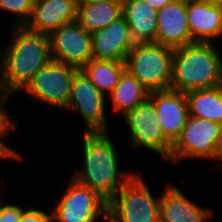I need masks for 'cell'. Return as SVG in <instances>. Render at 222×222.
Here are the masks:
<instances>
[{"mask_svg": "<svg viewBox=\"0 0 222 222\" xmlns=\"http://www.w3.org/2000/svg\"><path fill=\"white\" fill-rule=\"evenodd\" d=\"M13 28L0 55V91L11 97L21 93L37 71L52 60L49 35L25 26Z\"/></svg>", "mask_w": 222, "mask_h": 222, "instance_id": "obj_1", "label": "cell"}, {"mask_svg": "<svg viewBox=\"0 0 222 222\" xmlns=\"http://www.w3.org/2000/svg\"><path fill=\"white\" fill-rule=\"evenodd\" d=\"M108 132H83V165L72 178L109 202L137 171H120L116 146Z\"/></svg>", "mask_w": 222, "mask_h": 222, "instance_id": "obj_2", "label": "cell"}, {"mask_svg": "<svg viewBox=\"0 0 222 222\" xmlns=\"http://www.w3.org/2000/svg\"><path fill=\"white\" fill-rule=\"evenodd\" d=\"M215 45L194 42L175 48L170 89L187 93L222 85V56Z\"/></svg>", "mask_w": 222, "mask_h": 222, "instance_id": "obj_3", "label": "cell"}, {"mask_svg": "<svg viewBox=\"0 0 222 222\" xmlns=\"http://www.w3.org/2000/svg\"><path fill=\"white\" fill-rule=\"evenodd\" d=\"M174 51L154 42L136 43L127 54L126 70L150 92L170 89Z\"/></svg>", "mask_w": 222, "mask_h": 222, "instance_id": "obj_4", "label": "cell"}, {"mask_svg": "<svg viewBox=\"0 0 222 222\" xmlns=\"http://www.w3.org/2000/svg\"><path fill=\"white\" fill-rule=\"evenodd\" d=\"M195 158L221 161L222 125L189 115L166 161L176 165L184 159Z\"/></svg>", "mask_w": 222, "mask_h": 222, "instance_id": "obj_5", "label": "cell"}, {"mask_svg": "<svg viewBox=\"0 0 222 222\" xmlns=\"http://www.w3.org/2000/svg\"><path fill=\"white\" fill-rule=\"evenodd\" d=\"M141 171L108 202L107 222H160V199L154 197Z\"/></svg>", "mask_w": 222, "mask_h": 222, "instance_id": "obj_6", "label": "cell"}, {"mask_svg": "<svg viewBox=\"0 0 222 222\" xmlns=\"http://www.w3.org/2000/svg\"><path fill=\"white\" fill-rule=\"evenodd\" d=\"M69 181L51 211L52 222H97L101 216L107 221L108 202L73 178Z\"/></svg>", "mask_w": 222, "mask_h": 222, "instance_id": "obj_7", "label": "cell"}, {"mask_svg": "<svg viewBox=\"0 0 222 222\" xmlns=\"http://www.w3.org/2000/svg\"><path fill=\"white\" fill-rule=\"evenodd\" d=\"M78 70L74 66L51 60L37 71L22 92L38 103L65 110L70 100L73 78Z\"/></svg>", "mask_w": 222, "mask_h": 222, "instance_id": "obj_8", "label": "cell"}, {"mask_svg": "<svg viewBox=\"0 0 222 222\" xmlns=\"http://www.w3.org/2000/svg\"><path fill=\"white\" fill-rule=\"evenodd\" d=\"M106 99L87 75L79 69L73 78L70 100L64 111L79 113L84 122L85 133L108 132Z\"/></svg>", "mask_w": 222, "mask_h": 222, "instance_id": "obj_9", "label": "cell"}, {"mask_svg": "<svg viewBox=\"0 0 222 222\" xmlns=\"http://www.w3.org/2000/svg\"><path fill=\"white\" fill-rule=\"evenodd\" d=\"M130 132V146L145 148L167 160L172 143L164 136L159 125L154 102L148 98L123 116Z\"/></svg>", "mask_w": 222, "mask_h": 222, "instance_id": "obj_10", "label": "cell"}, {"mask_svg": "<svg viewBox=\"0 0 222 222\" xmlns=\"http://www.w3.org/2000/svg\"><path fill=\"white\" fill-rule=\"evenodd\" d=\"M52 60L82 69L91 59L92 35L77 20L49 35Z\"/></svg>", "mask_w": 222, "mask_h": 222, "instance_id": "obj_11", "label": "cell"}, {"mask_svg": "<svg viewBox=\"0 0 222 222\" xmlns=\"http://www.w3.org/2000/svg\"><path fill=\"white\" fill-rule=\"evenodd\" d=\"M91 35L93 58L96 59L125 62L127 54L136 44L124 15Z\"/></svg>", "mask_w": 222, "mask_h": 222, "instance_id": "obj_12", "label": "cell"}, {"mask_svg": "<svg viewBox=\"0 0 222 222\" xmlns=\"http://www.w3.org/2000/svg\"><path fill=\"white\" fill-rule=\"evenodd\" d=\"M159 125L164 136L173 144L180 136L189 117V106L185 93L172 89L150 92Z\"/></svg>", "mask_w": 222, "mask_h": 222, "instance_id": "obj_13", "label": "cell"}, {"mask_svg": "<svg viewBox=\"0 0 222 222\" xmlns=\"http://www.w3.org/2000/svg\"><path fill=\"white\" fill-rule=\"evenodd\" d=\"M154 43L174 49L194 43L187 21L186 0H173L158 10Z\"/></svg>", "mask_w": 222, "mask_h": 222, "instance_id": "obj_14", "label": "cell"}, {"mask_svg": "<svg viewBox=\"0 0 222 222\" xmlns=\"http://www.w3.org/2000/svg\"><path fill=\"white\" fill-rule=\"evenodd\" d=\"M160 196V222H207L214 214L190 200L180 188L167 182Z\"/></svg>", "mask_w": 222, "mask_h": 222, "instance_id": "obj_15", "label": "cell"}, {"mask_svg": "<svg viewBox=\"0 0 222 222\" xmlns=\"http://www.w3.org/2000/svg\"><path fill=\"white\" fill-rule=\"evenodd\" d=\"M77 0H35L32 16L26 28L50 35L62 25L77 20Z\"/></svg>", "mask_w": 222, "mask_h": 222, "instance_id": "obj_16", "label": "cell"}, {"mask_svg": "<svg viewBox=\"0 0 222 222\" xmlns=\"http://www.w3.org/2000/svg\"><path fill=\"white\" fill-rule=\"evenodd\" d=\"M186 12L193 42L213 43L222 38V7L204 0H186Z\"/></svg>", "mask_w": 222, "mask_h": 222, "instance_id": "obj_17", "label": "cell"}, {"mask_svg": "<svg viewBox=\"0 0 222 222\" xmlns=\"http://www.w3.org/2000/svg\"><path fill=\"white\" fill-rule=\"evenodd\" d=\"M122 4L135 43L155 42L158 11L145 0H123Z\"/></svg>", "mask_w": 222, "mask_h": 222, "instance_id": "obj_18", "label": "cell"}, {"mask_svg": "<svg viewBox=\"0 0 222 222\" xmlns=\"http://www.w3.org/2000/svg\"><path fill=\"white\" fill-rule=\"evenodd\" d=\"M112 100L113 112L122 117L138 105L146 101L150 91L127 70L121 75L115 89L108 95Z\"/></svg>", "mask_w": 222, "mask_h": 222, "instance_id": "obj_19", "label": "cell"}, {"mask_svg": "<svg viewBox=\"0 0 222 222\" xmlns=\"http://www.w3.org/2000/svg\"><path fill=\"white\" fill-rule=\"evenodd\" d=\"M122 15V1L77 4V22L89 33L105 28Z\"/></svg>", "mask_w": 222, "mask_h": 222, "instance_id": "obj_20", "label": "cell"}, {"mask_svg": "<svg viewBox=\"0 0 222 222\" xmlns=\"http://www.w3.org/2000/svg\"><path fill=\"white\" fill-rule=\"evenodd\" d=\"M186 94L189 115L222 125V85L189 91Z\"/></svg>", "mask_w": 222, "mask_h": 222, "instance_id": "obj_21", "label": "cell"}, {"mask_svg": "<svg viewBox=\"0 0 222 222\" xmlns=\"http://www.w3.org/2000/svg\"><path fill=\"white\" fill-rule=\"evenodd\" d=\"M98 90L109 95L117 86L126 70L125 62L91 59L82 69Z\"/></svg>", "mask_w": 222, "mask_h": 222, "instance_id": "obj_22", "label": "cell"}, {"mask_svg": "<svg viewBox=\"0 0 222 222\" xmlns=\"http://www.w3.org/2000/svg\"><path fill=\"white\" fill-rule=\"evenodd\" d=\"M34 1L0 0V9L9 13V15H13L15 27H22L26 26L32 16Z\"/></svg>", "mask_w": 222, "mask_h": 222, "instance_id": "obj_23", "label": "cell"}, {"mask_svg": "<svg viewBox=\"0 0 222 222\" xmlns=\"http://www.w3.org/2000/svg\"><path fill=\"white\" fill-rule=\"evenodd\" d=\"M11 96L0 91V135H9L16 129L14 119L8 113L7 104ZM9 99V100H8ZM7 108V109H6ZM11 131V133H10Z\"/></svg>", "mask_w": 222, "mask_h": 222, "instance_id": "obj_24", "label": "cell"}, {"mask_svg": "<svg viewBox=\"0 0 222 222\" xmlns=\"http://www.w3.org/2000/svg\"><path fill=\"white\" fill-rule=\"evenodd\" d=\"M0 198V222H20L25 207L15 203H3Z\"/></svg>", "mask_w": 222, "mask_h": 222, "instance_id": "obj_25", "label": "cell"}, {"mask_svg": "<svg viewBox=\"0 0 222 222\" xmlns=\"http://www.w3.org/2000/svg\"><path fill=\"white\" fill-rule=\"evenodd\" d=\"M20 222H52V214L32 206L24 209Z\"/></svg>", "mask_w": 222, "mask_h": 222, "instance_id": "obj_26", "label": "cell"}, {"mask_svg": "<svg viewBox=\"0 0 222 222\" xmlns=\"http://www.w3.org/2000/svg\"><path fill=\"white\" fill-rule=\"evenodd\" d=\"M9 135H0V159L1 160H22V154L19 151H16V149L10 147L8 144H6L3 140L5 137H8Z\"/></svg>", "mask_w": 222, "mask_h": 222, "instance_id": "obj_27", "label": "cell"}, {"mask_svg": "<svg viewBox=\"0 0 222 222\" xmlns=\"http://www.w3.org/2000/svg\"><path fill=\"white\" fill-rule=\"evenodd\" d=\"M157 11L162 9L167 4L171 3L173 0H145Z\"/></svg>", "mask_w": 222, "mask_h": 222, "instance_id": "obj_28", "label": "cell"}, {"mask_svg": "<svg viewBox=\"0 0 222 222\" xmlns=\"http://www.w3.org/2000/svg\"><path fill=\"white\" fill-rule=\"evenodd\" d=\"M102 1H123V0H77L78 3H99Z\"/></svg>", "mask_w": 222, "mask_h": 222, "instance_id": "obj_29", "label": "cell"}, {"mask_svg": "<svg viewBox=\"0 0 222 222\" xmlns=\"http://www.w3.org/2000/svg\"><path fill=\"white\" fill-rule=\"evenodd\" d=\"M204 1H208L214 5L222 7V0H204Z\"/></svg>", "mask_w": 222, "mask_h": 222, "instance_id": "obj_30", "label": "cell"}]
</instances>
